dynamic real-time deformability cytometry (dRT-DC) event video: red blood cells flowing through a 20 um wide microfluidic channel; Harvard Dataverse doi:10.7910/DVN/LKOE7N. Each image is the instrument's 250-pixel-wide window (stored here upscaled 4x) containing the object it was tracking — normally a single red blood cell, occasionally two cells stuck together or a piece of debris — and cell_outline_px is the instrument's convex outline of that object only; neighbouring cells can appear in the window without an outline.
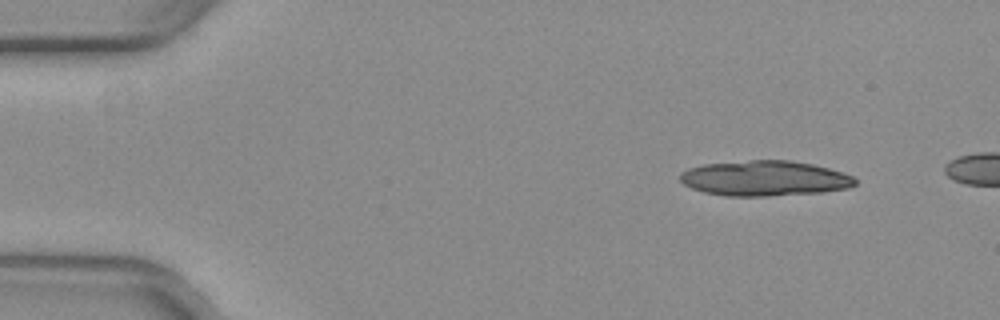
{"species": "common noctule bat (a hibernating species)", "species_latin": "Nyctalus noctula", "temperature_condition": "warm", "stored_images_in_passage": 14, "camera_frame_rate_fps": 3000, "um_per_image_px": 0.085, "animal": {"sex": "female", "body_mass_g": 29.2, "forearm_length_mm": 56.3}, "frame": {"image": 1, "passage_image": 5, "time_ms": 1.333, "image_size_px": [1000, 320], "cell_outline_px": [[852, 184], [836, 188], [784, 192], [712, 192], [700, 188], [700, 168], [724, 164], [800, 164], [820, 168], [836, 172], [852, 180]], "centroid_in_image_um": [65.36, 15.15], "position_along_channel_um": 19.6, "area_um2": 26.41}}